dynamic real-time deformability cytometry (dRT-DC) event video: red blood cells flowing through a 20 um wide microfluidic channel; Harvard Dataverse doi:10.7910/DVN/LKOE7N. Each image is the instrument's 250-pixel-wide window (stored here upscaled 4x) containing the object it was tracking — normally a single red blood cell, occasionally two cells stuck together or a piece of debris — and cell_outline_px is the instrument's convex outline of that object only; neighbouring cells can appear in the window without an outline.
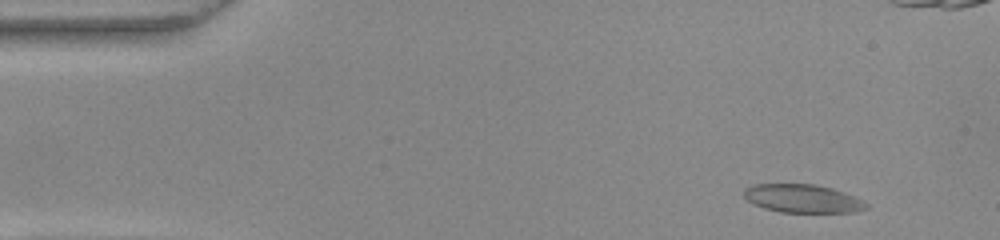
{"species": "common noctule bat (a hibernating species)", "species_latin": "Nyctalus noctula", "temperature_condition": "warm", "stored_images_in_passage": 52, "camera_frame_rate_fps": 3000, "um_per_image_px": 0.085, "animal": {"sex": "female", "body_mass_g": 22.0, "forearm_length_mm": 56.7}, "frame": {"image": 1, "passage_image": 3, "time_ms": 0.667, "image_size_px": [1000, 240], "cell_outline_px": [[868, 208], [856, 212], [780, 212], [764, 208], [752, 204], [744, 196], [744, 188], [752, 184], [816, 184], [832, 188], [844, 192], [864, 200], [868, 204]], "centroid_in_image_um": [68.23, 16.87], "position_along_channel_um": 16.8, "area_um2": 20.35}}
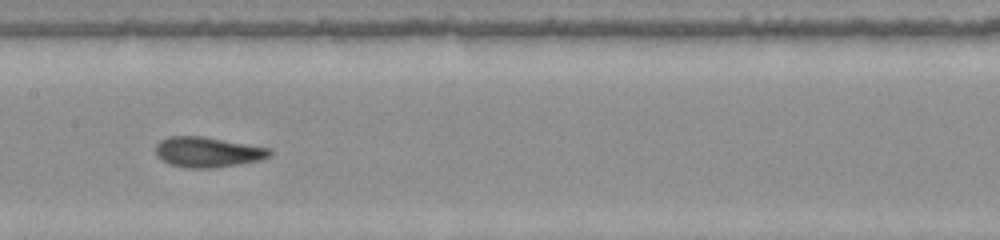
{"frame": {"image": 2, "passage_image": 24, "time_ms": 7.667, "image_size_px": [1000, 240], "cell_outline_px": [[272, 156], [260, 160], [216, 168], [184, 168], [168, 164], [156, 152], [156, 144], [160, 140], [168, 136], [204, 136], [272, 148]], "centroid_in_image_um": [17.7, 12.92], "position_along_channel_um": 189.7, "area_um2": 20.35}}
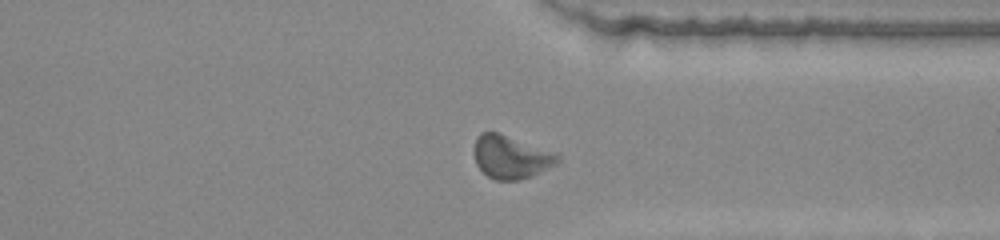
{"frame": {"image": 3, "passage_image": 38, "time_ms": 12.333, "image_size_px": [1000, 240], "cell_outline_px": [[560, 160], [556, 164], [532, 176], [520, 180], [496, 180], [488, 176], [476, 164], [472, 152], [472, 148], [480, 132], [496, 132], [552, 152], [560, 156]], "centroid_in_image_um": [43.37, 13.36], "position_along_channel_um": 368.0, "area_um2": 20.69}, "authors_computed_cell_mechanics": {"area_um2": 20.1144, "velocity_mm_per_s": 3.8549, "shape_relaxation_time_tau1_ms": 3.33, "shape_relaxation_time_tau2_ms": 1.5393, "deformation_change_tau1": 0.1324, "deformation_change_tau2": 0.0943}}